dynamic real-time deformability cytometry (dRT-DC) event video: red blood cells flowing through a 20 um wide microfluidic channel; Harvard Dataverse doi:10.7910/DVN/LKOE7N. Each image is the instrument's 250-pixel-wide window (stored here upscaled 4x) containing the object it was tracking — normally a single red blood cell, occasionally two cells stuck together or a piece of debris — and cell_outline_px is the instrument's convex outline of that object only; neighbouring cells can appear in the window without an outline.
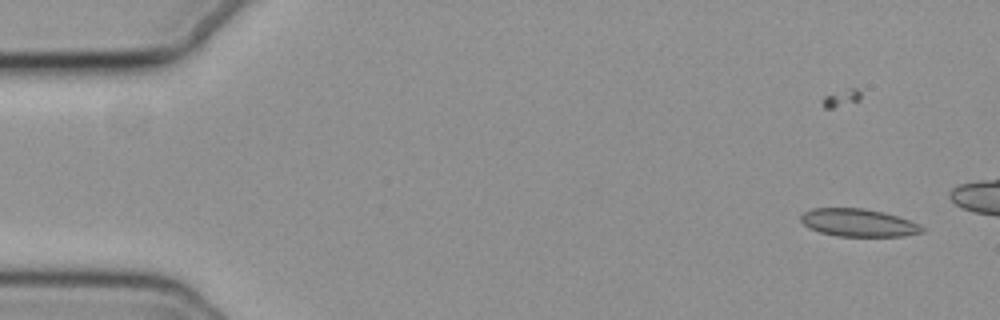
{"species": "common noctule bat (a hibernating species)", "species_latin": "Nyctalus noctula", "temperature_condition": "cold", "stored_images_in_passage": 49, "camera_frame_rate_fps": 3000, "um_per_image_px": 0.085, "animal": {"sex": "female", "body_mass_g": 19.3, "forearm_length_mm": 54.1}, "frame": {"image": 1, "passage_image": 4, "time_ms": 1.0, "image_size_px": [1000, 320], "cell_outline_px": [[924, 232], [904, 236], [836, 236], [820, 232], [808, 228], [800, 220], [800, 216], [804, 212], [812, 208], [864, 208], [884, 212], [908, 220], [924, 228]], "centroid_in_image_um": [72.92, 18.93], "position_along_channel_um": 12.1, "area_um2": 19.54}}
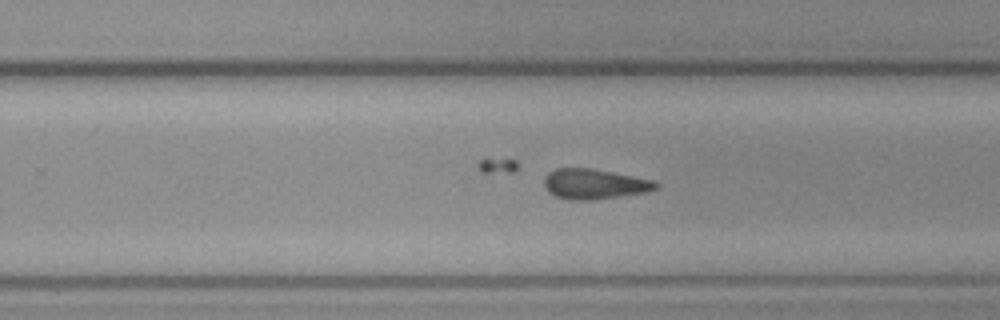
{"frame": {"image": 2, "passage_image": 36, "time_ms": 11.667, "image_size_px": [1000, 320], "cell_outline_px": [[660, 184], [656, 188], [648, 192], [596, 200], [568, 200], [556, 196], [548, 192], [544, 188], [544, 176], [548, 172], [556, 168], [588, 168], [612, 172], [652, 180]], "centroid_in_image_um": [50.48, 15.65], "position_along_channel_um": 279.3, "area_um2": 19.77}}
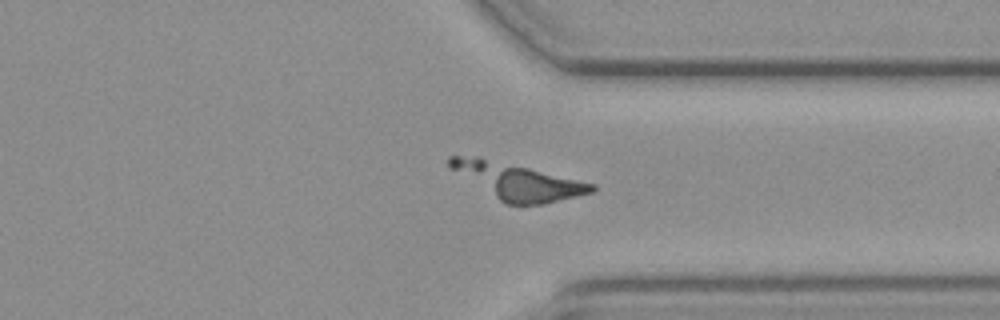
{"frame": {"image": 3, "passage_image": 43, "time_ms": 14.0, "image_size_px": [1000, 320], "cell_outline_px": [[596, 188], [592, 192], [544, 204], [508, 204], [500, 200], [448, 168], [448, 156], [480, 156], [596, 184]], "centroid_in_image_um": [43.96, 15.39], "position_along_channel_um": 367.4, "area_um2": 29.48}}